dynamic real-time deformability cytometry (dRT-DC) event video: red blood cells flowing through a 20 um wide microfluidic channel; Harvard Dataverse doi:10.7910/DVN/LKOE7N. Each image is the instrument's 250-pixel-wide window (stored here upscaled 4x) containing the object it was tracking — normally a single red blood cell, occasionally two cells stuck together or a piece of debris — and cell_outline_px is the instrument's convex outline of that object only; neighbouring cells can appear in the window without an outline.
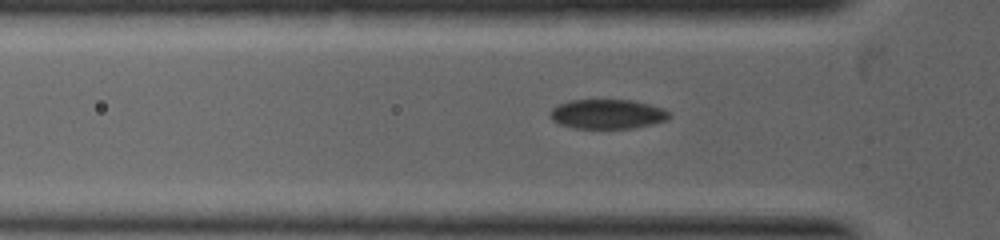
{"species": "common noctule bat (a hibernating species)", "species_latin": "Nyctalus noctula", "temperature_condition": "warm", "stored_images_in_passage": 28, "camera_frame_rate_fps": 5000, "um_per_image_px": 0.085, "animal": {"sex": "female", "body_mass_g": 19.0, "forearm_length_mm": 53.3}, "frame": {"image": 1, "passage_image": 3, "time_ms": 0.4, "image_size_px": [1000, 240], "cell_outline_px": [[672, 116], [668, 120], [652, 124], [632, 128], [576, 128], [560, 124], [552, 120], [548, 116], [548, 112], [556, 104], [568, 100], [632, 100], [664, 108]], "centroid_in_image_um": [51.6, 9.69], "position_along_channel_um": 74.2, "area_um2": 20.69}}
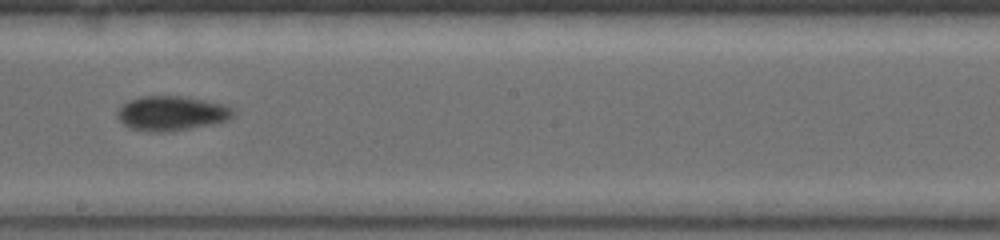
{"frame": {"image": 2, "passage_image": 13, "time_ms": 2.6, "image_size_px": [1000, 240], "cell_outline_px": [[236, 112], [228, 120], [212, 124], [156, 132], [152, 132], [132, 128], [124, 124], [116, 116], [116, 112], [128, 100], [140, 96], [184, 96], [228, 104], [236, 108]], "centroid_in_image_um": [14.63, 9.59], "position_along_channel_um": 233.6, "area_um2": 23.29}}
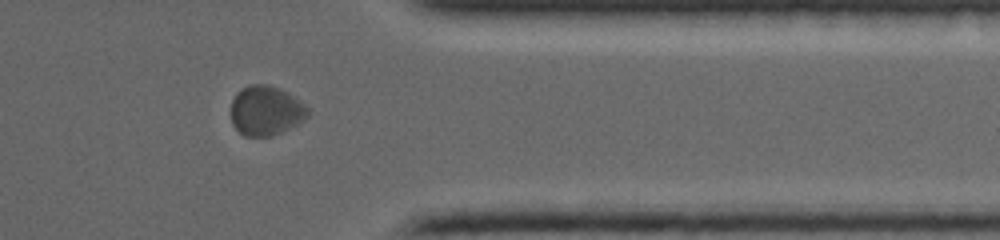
{"frame": {"image": 3, "passage_image": 24, "time_ms": 4.8, "image_size_px": [1000, 240], "cell_outline_px": [[312, 112], [304, 120], [272, 136], [244, 136], [232, 124], [232, 100], [236, 92], [240, 88], [248, 84], [268, 84], [288, 92], [300, 100]], "centroid_in_image_um": [22.61, 9.38], "position_along_channel_um": 388.8, "area_um2": 22.37}}